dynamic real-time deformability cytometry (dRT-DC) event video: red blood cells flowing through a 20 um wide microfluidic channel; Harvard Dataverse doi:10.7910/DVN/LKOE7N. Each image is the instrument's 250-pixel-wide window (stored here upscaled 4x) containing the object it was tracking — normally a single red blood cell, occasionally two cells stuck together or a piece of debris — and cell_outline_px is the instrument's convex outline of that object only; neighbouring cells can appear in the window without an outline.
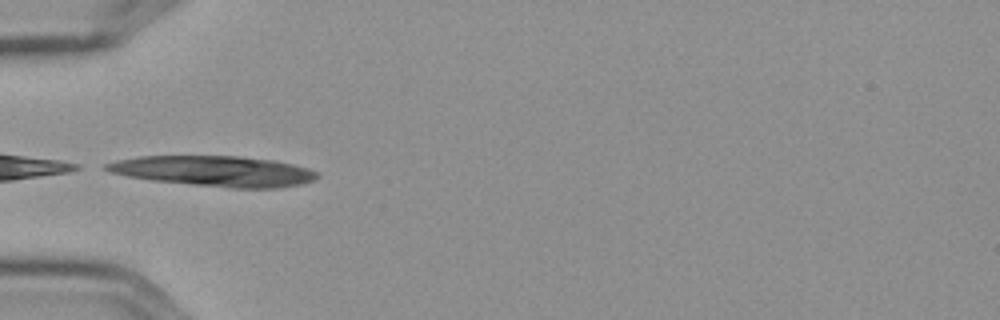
{"species": "Egyptian fruit bat (a non-hibernating species)", "species_latin": "Rousettus aegyptiacus", "temperature_condition": "cold", "stored_images_in_passage": 5, "camera_frame_rate_fps": 3000, "um_per_image_px": 0.085, "frame": {"image": 1, "passage_image": 3, "time_ms": 0.667, "image_size_px": [1000, 320], "cell_outline_px": [[320, 176], [312, 180], [300, 184], [276, 188], [232, 188], [152, 180], [128, 176], [112, 172], [104, 168], [104, 164], [116, 160], [140, 156], [236, 156], [272, 160], [292, 164], [308, 168], [316, 172]], "centroid_in_image_um": [18.21, 14.54], "position_along_channel_um": 66.8, "area_um2": 37.05}}